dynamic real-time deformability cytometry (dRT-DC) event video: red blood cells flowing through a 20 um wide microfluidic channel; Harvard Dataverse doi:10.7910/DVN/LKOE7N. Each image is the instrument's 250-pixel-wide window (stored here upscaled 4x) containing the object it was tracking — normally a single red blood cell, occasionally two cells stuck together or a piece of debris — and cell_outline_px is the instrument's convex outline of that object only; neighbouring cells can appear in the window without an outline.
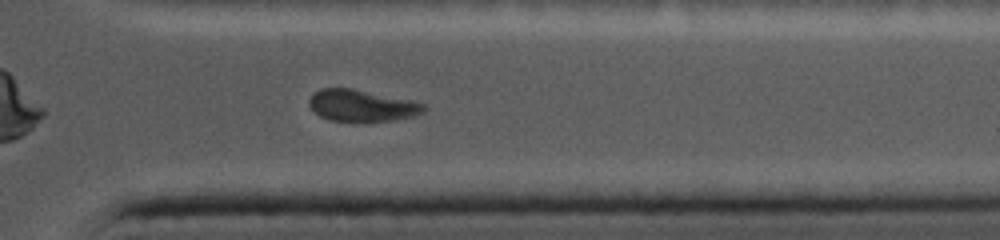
{"species": "common noctule bat (a hibernating species)", "species_latin": "Nyctalus noctula", "temperature_condition": "cold", "stored_images_in_passage": 32, "camera_frame_rate_fps": 5000, "um_per_image_px": 0.085, "animal": {"sex": "female", "body_mass_g": 19.0, "forearm_length_mm": 56.7}, "frame": {"image": 1, "passage_image": 28, "time_ms": 9.2, "image_size_px": [1000, 240], "cell_outline_px": [[428, 108], [424, 112], [412, 116], [396, 120], [332, 120], [320, 116], [308, 104], [308, 100], [320, 88], [352, 88], [412, 100], [424, 104]], "centroid_in_image_um": [30.79, 8.95], "position_along_channel_um": 380.6, "area_um2": 20.81}}
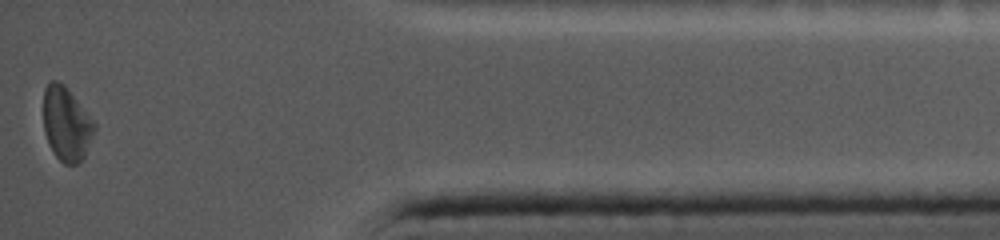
{"frame": {"image": 2, "passage_image": 32, "time_ms": 11.2, "image_size_px": [1000, 240], "cell_outline_px": [[96, 128], [84, 156], [76, 164], [64, 164], [56, 156], [48, 144], [44, 132], [44, 88], [48, 80], [56, 80], [64, 84], [96, 124]], "centroid_in_image_um": [5.62, 10.51], "position_along_channel_um": 429.6, "area_um2": 21.85}, "authors_computed_cell_mechanics": {"area_um2": 23.3512, "velocity_mm_per_s": 3.7301, "shape_relaxation_time_tau1_ms": null, "shape_relaxation_time_tau2_ms": 2.2508, "deformation_change_tau1": null, "deformation_change_tau2": 0.0664}}